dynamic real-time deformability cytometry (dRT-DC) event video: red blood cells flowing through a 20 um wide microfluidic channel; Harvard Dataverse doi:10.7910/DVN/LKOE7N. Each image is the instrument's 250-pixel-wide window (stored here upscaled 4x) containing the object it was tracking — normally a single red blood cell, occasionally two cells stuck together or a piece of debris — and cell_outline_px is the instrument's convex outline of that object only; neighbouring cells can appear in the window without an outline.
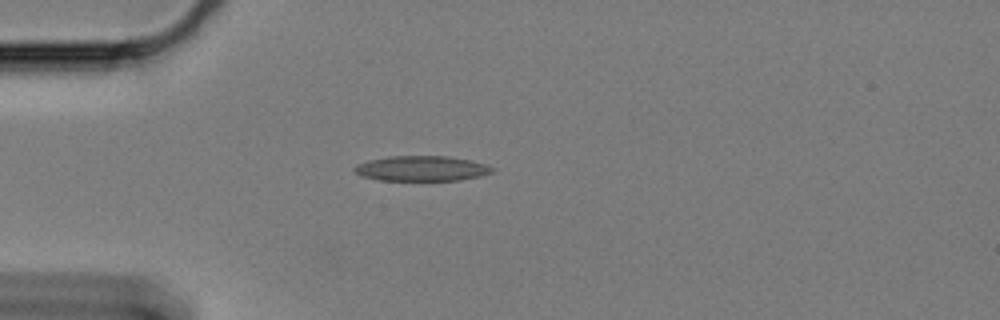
{"species": "Egyptian fruit bat (a non-hibernating species)", "species_latin": "Rousettus aegyptiacus", "temperature_condition": "cold", "stored_images_in_passage": 13, "camera_frame_rate_fps": 3000, "um_per_image_px": 0.085, "animal": {"sex": "female"}, "frame": {"image": 1, "passage_image": 1, "time_ms": 0.0, "image_size_px": [1000, 320], "cell_outline_px": [[496, 168], [492, 172], [480, 176], [460, 180], [380, 180], [364, 176], [356, 172], [352, 168], [356, 164], [368, 160], [388, 156], [448, 156], [472, 160]], "centroid_in_image_um": [35.85, 14.31], "position_along_channel_um": 49.1, "area_um2": 20.17}}
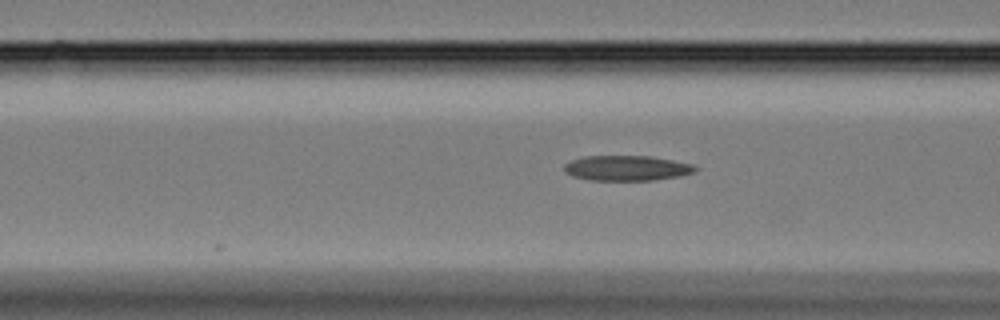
{"frame": {"image": 2, "passage_image": 8, "time_ms": 2.333, "image_size_px": [1000, 320], "cell_outline_px": [[700, 168], [696, 172], [680, 176], [652, 180], [588, 180], [572, 176], [564, 172], [564, 164], [572, 160], [584, 156], [648, 156], [672, 160], [692, 164]], "centroid_in_image_um": [53.28, 14.29], "position_along_channel_um": 113.3, "area_um2": 19.31}}
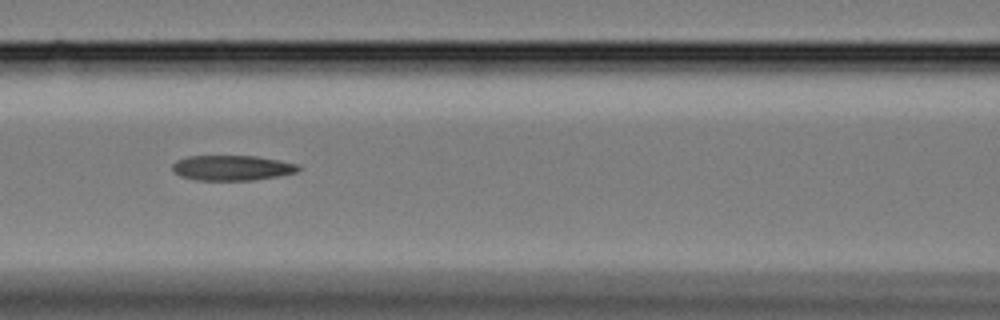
{"frame": {"image": 3, "passage_image": 11, "time_ms": 3.333, "image_size_px": [1000, 320], "cell_outline_px": [[300, 168], [296, 172], [276, 176], [252, 180], [196, 180], [180, 176], [172, 168], [172, 164], [176, 160], [188, 156], [256, 156], [280, 160], [300, 164]], "centroid_in_image_um": [19.72, 14.26], "position_along_channel_um": 146.9, "area_um2": 18.44}}